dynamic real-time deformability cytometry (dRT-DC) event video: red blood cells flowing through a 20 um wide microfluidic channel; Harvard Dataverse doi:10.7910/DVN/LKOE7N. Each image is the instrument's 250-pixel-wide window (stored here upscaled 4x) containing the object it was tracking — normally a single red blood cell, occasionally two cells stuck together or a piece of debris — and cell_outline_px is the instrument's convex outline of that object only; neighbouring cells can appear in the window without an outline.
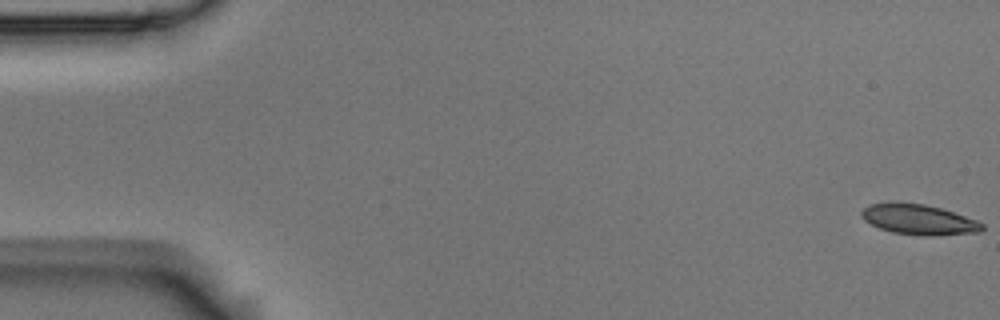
{"species": "Egyptian fruit bat (a non-hibernating species)", "species_latin": "Rousettus aegyptiacus", "temperature_condition": "room temperature", "stored_images_in_passage": 57, "camera_frame_rate_fps": 3000, "um_per_image_px": 0.085, "animal": {"sex": "male"}, "frame": {"image": 1, "passage_image": 1, "time_ms": 0.0, "image_size_px": [1000, 320], "cell_outline_px": [[984, 228], [980, 232], [932, 236], [924, 236], [892, 232], [880, 228], [864, 220], [860, 216], [860, 212], [864, 208], [872, 204], [924, 204], [940, 208], [976, 220], [984, 224]], "centroid_in_image_um": [78.13, 18.69], "position_along_channel_um": 6.9, "area_um2": 20.75}}
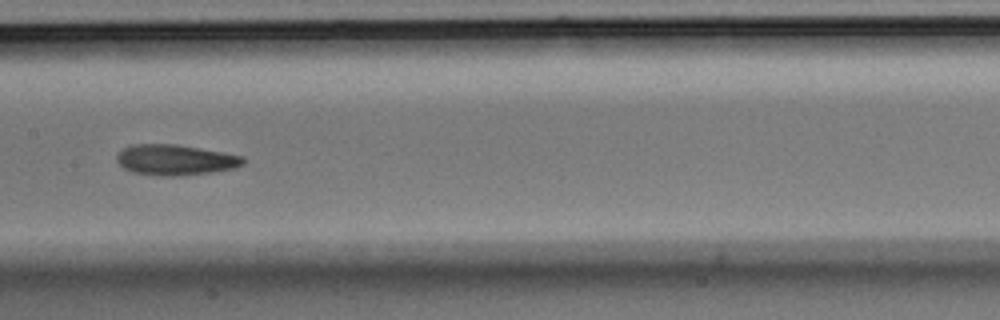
{"frame": {"image": 2, "passage_image": 29, "time_ms": 9.333, "image_size_px": [1000, 320], "cell_outline_px": [[244, 164], [236, 168], [212, 172], [176, 176], [160, 176], [132, 172], [124, 168], [116, 160], [116, 156], [124, 148], [132, 144], [176, 144], [224, 152], [244, 156]], "centroid_in_image_um": [14.92, 13.59], "position_along_channel_um": 192.5, "area_um2": 22.6}}
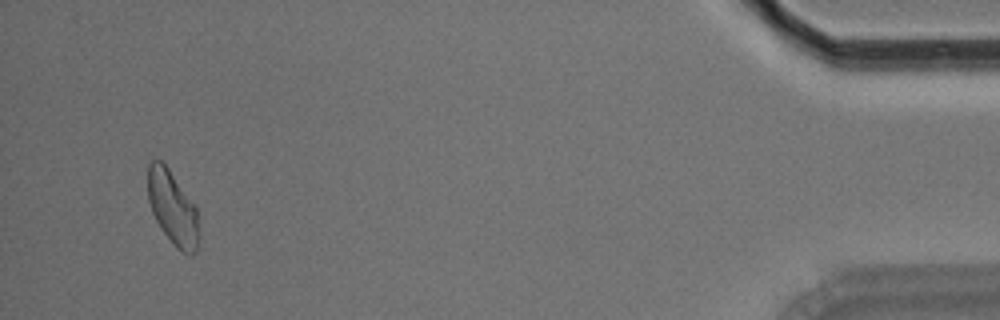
{"frame": {"image": 3, "passage_image": 55, "time_ms": 18.0, "image_size_px": [1000, 320], "cell_outline_px": [[196, 252], [192, 256], [188, 256], [180, 252], [176, 248], [160, 228], [152, 212], [148, 200], [148, 164], [152, 160], [160, 160], [168, 168], [196, 208]], "centroid_in_image_um": [14.62, 17.69], "position_along_channel_um": 420.6, "area_um2": 21.39}, "authors_computed_cell_mechanics": {"area_um2": 22.0218, "velocity_mm_per_s": 3.52, "shape_relaxation_time_tau1_ms": 3.8918, "shape_relaxation_time_tau2_ms": 4.1084, "deformation_change_tau1": 0.138, "deformation_change_tau2": 0.1202}}